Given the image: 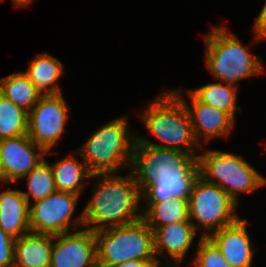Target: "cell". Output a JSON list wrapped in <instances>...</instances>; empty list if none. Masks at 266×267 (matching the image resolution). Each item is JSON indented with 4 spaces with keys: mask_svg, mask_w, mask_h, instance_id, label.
<instances>
[{
    "mask_svg": "<svg viewBox=\"0 0 266 267\" xmlns=\"http://www.w3.org/2000/svg\"><path fill=\"white\" fill-rule=\"evenodd\" d=\"M91 178L98 180L82 210L84 228L97 231L142 218V197L130 170L126 175L100 173L92 174Z\"/></svg>",
    "mask_w": 266,
    "mask_h": 267,
    "instance_id": "cell-1",
    "label": "cell"
},
{
    "mask_svg": "<svg viewBox=\"0 0 266 267\" xmlns=\"http://www.w3.org/2000/svg\"><path fill=\"white\" fill-rule=\"evenodd\" d=\"M144 108L138 117L146 126L148 134L162 143L151 142L136 135L138 144L175 149L198 156V149L203 148L194 136L188 111L170 89H165Z\"/></svg>",
    "mask_w": 266,
    "mask_h": 267,
    "instance_id": "cell-2",
    "label": "cell"
},
{
    "mask_svg": "<svg viewBox=\"0 0 266 267\" xmlns=\"http://www.w3.org/2000/svg\"><path fill=\"white\" fill-rule=\"evenodd\" d=\"M206 68L220 82L237 86L240 80L261 74L263 58L224 26L213 27L204 36ZM237 84V85H236Z\"/></svg>",
    "mask_w": 266,
    "mask_h": 267,
    "instance_id": "cell-3",
    "label": "cell"
},
{
    "mask_svg": "<svg viewBox=\"0 0 266 267\" xmlns=\"http://www.w3.org/2000/svg\"><path fill=\"white\" fill-rule=\"evenodd\" d=\"M129 126L127 115L113 119L93 132L76 151L92 174L130 168L136 134Z\"/></svg>",
    "mask_w": 266,
    "mask_h": 267,
    "instance_id": "cell-4",
    "label": "cell"
},
{
    "mask_svg": "<svg viewBox=\"0 0 266 267\" xmlns=\"http://www.w3.org/2000/svg\"><path fill=\"white\" fill-rule=\"evenodd\" d=\"M198 175L222 188L237 204L242 193L266 186V177L242 156L232 152L207 150L197 156Z\"/></svg>",
    "mask_w": 266,
    "mask_h": 267,
    "instance_id": "cell-5",
    "label": "cell"
},
{
    "mask_svg": "<svg viewBox=\"0 0 266 267\" xmlns=\"http://www.w3.org/2000/svg\"><path fill=\"white\" fill-rule=\"evenodd\" d=\"M98 267H112L127 260L156 258L153 231L140 220L94 231Z\"/></svg>",
    "mask_w": 266,
    "mask_h": 267,
    "instance_id": "cell-6",
    "label": "cell"
},
{
    "mask_svg": "<svg viewBox=\"0 0 266 267\" xmlns=\"http://www.w3.org/2000/svg\"><path fill=\"white\" fill-rule=\"evenodd\" d=\"M188 206L189 220L196 232L199 228L204 229L201 234L204 238L240 219L235 212L238 204L218 185L199 175L192 184Z\"/></svg>",
    "mask_w": 266,
    "mask_h": 267,
    "instance_id": "cell-7",
    "label": "cell"
},
{
    "mask_svg": "<svg viewBox=\"0 0 266 267\" xmlns=\"http://www.w3.org/2000/svg\"><path fill=\"white\" fill-rule=\"evenodd\" d=\"M80 196L55 191L44 199L29 205V227L33 233L59 235L84 228L82 212L72 218ZM72 227V229H71Z\"/></svg>",
    "mask_w": 266,
    "mask_h": 267,
    "instance_id": "cell-8",
    "label": "cell"
},
{
    "mask_svg": "<svg viewBox=\"0 0 266 267\" xmlns=\"http://www.w3.org/2000/svg\"><path fill=\"white\" fill-rule=\"evenodd\" d=\"M71 110L64 99L63 93L42 95L28 113L27 135L46 154L52 152L53 145L58 143L65 132V125Z\"/></svg>",
    "mask_w": 266,
    "mask_h": 267,
    "instance_id": "cell-9",
    "label": "cell"
},
{
    "mask_svg": "<svg viewBox=\"0 0 266 267\" xmlns=\"http://www.w3.org/2000/svg\"><path fill=\"white\" fill-rule=\"evenodd\" d=\"M191 156L193 155L179 150L138 144L135 141L129 170L134 176L141 196L156 184L157 174L175 171Z\"/></svg>",
    "mask_w": 266,
    "mask_h": 267,
    "instance_id": "cell-10",
    "label": "cell"
},
{
    "mask_svg": "<svg viewBox=\"0 0 266 267\" xmlns=\"http://www.w3.org/2000/svg\"><path fill=\"white\" fill-rule=\"evenodd\" d=\"M47 156L46 151L25 134L0 140V177L4 183L22 179Z\"/></svg>",
    "mask_w": 266,
    "mask_h": 267,
    "instance_id": "cell-11",
    "label": "cell"
},
{
    "mask_svg": "<svg viewBox=\"0 0 266 267\" xmlns=\"http://www.w3.org/2000/svg\"><path fill=\"white\" fill-rule=\"evenodd\" d=\"M50 267H98L97 244L93 230L54 235Z\"/></svg>",
    "mask_w": 266,
    "mask_h": 267,
    "instance_id": "cell-12",
    "label": "cell"
},
{
    "mask_svg": "<svg viewBox=\"0 0 266 267\" xmlns=\"http://www.w3.org/2000/svg\"><path fill=\"white\" fill-rule=\"evenodd\" d=\"M171 91L185 105L193 128L194 136L197 142L202 146L201 137L209 142L212 138L225 137L230 135L236 125L234 120L227 112L217 109L213 106L203 104L198 101L190 92V104L180 89H171ZM191 105V107H190Z\"/></svg>",
    "mask_w": 266,
    "mask_h": 267,
    "instance_id": "cell-13",
    "label": "cell"
},
{
    "mask_svg": "<svg viewBox=\"0 0 266 267\" xmlns=\"http://www.w3.org/2000/svg\"><path fill=\"white\" fill-rule=\"evenodd\" d=\"M157 175L156 184L141 196L143 203L167 202L173 198L188 199L192 184L198 176L197 157L191 156L173 172Z\"/></svg>",
    "mask_w": 266,
    "mask_h": 267,
    "instance_id": "cell-14",
    "label": "cell"
},
{
    "mask_svg": "<svg viewBox=\"0 0 266 267\" xmlns=\"http://www.w3.org/2000/svg\"><path fill=\"white\" fill-rule=\"evenodd\" d=\"M196 234L190 220L157 228L153 232L156 258L167 254L163 262L167 266L180 267L187 252L193 246Z\"/></svg>",
    "mask_w": 266,
    "mask_h": 267,
    "instance_id": "cell-15",
    "label": "cell"
},
{
    "mask_svg": "<svg viewBox=\"0 0 266 267\" xmlns=\"http://www.w3.org/2000/svg\"><path fill=\"white\" fill-rule=\"evenodd\" d=\"M247 219H239L234 224L212 233L208 238L220 250L231 267H251L256 249L247 232Z\"/></svg>",
    "mask_w": 266,
    "mask_h": 267,
    "instance_id": "cell-16",
    "label": "cell"
},
{
    "mask_svg": "<svg viewBox=\"0 0 266 267\" xmlns=\"http://www.w3.org/2000/svg\"><path fill=\"white\" fill-rule=\"evenodd\" d=\"M0 228L14 239L31 232L29 205L21 190L0 192Z\"/></svg>",
    "mask_w": 266,
    "mask_h": 267,
    "instance_id": "cell-17",
    "label": "cell"
},
{
    "mask_svg": "<svg viewBox=\"0 0 266 267\" xmlns=\"http://www.w3.org/2000/svg\"><path fill=\"white\" fill-rule=\"evenodd\" d=\"M53 235L29 232L15 239L14 267H50Z\"/></svg>",
    "mask_w": 266,
    "mask_h": 267,
    "instance_id": "cell-18",
    "label": "cell"
},
{
    "mask_svg": "<svg viewBox=\"0 0 266 267\" xmlns=\"http://www.w3.org/2000/svg\"><path fill=\"white\" fill-rule=\"evenodd\" d=\"M63 63L48 53L36 55L23 72L42 95L61 94L58 80L63 75Z\"/></svg>",
    "mask_w": 266,
    "mask_h": 267,
    "instance_id": "cell-19",
    "label": "cell"
},
{
    "mask_svg": "<svg viewBox=\"0 0 266 267\" xmlns=\"http://www.w3.org/2000/svg\"><path fill=\"white\" fill-rule=\"evenodd\" d=\"M76 157L75 154H69L67 157L57 159L50 166L57 191L81 196L86 184L84 180H91L92 173L88 170L84 160L80 161Z\"/></svg>",
    "mask_w": 266,
    "mask_h": 267,
    "instance_id": "cell-20",
    "label": "cell"
},
{
    "mask_svg": "<svg viewBox=\"0 0 266 267\" xmlns=\"http://www.w3.org/2000/svg\"><path fill=\"white\" fill-rule=\"evenodd\" d=\"M142 219L154 232L157 228L189 220V206L186 198H173L167 202L144 203Z\"/></svg>",
    "mask_w": 266,
    "mask_h": 267,
    "instance_id": "cell-21",
    "label": "cell"
},
{
    "mask_svg": "<svg viewBox=\"0 0 266 267\" xmlns=\"http://www.w3.org/2000/svg\"><path fill=\"white\" fill-rule=\"evenodd\" d=\"M189 92L203 104L213 106L227 112L234 120L236 110L240 111V106L236 104L238 86L213 82L204 86L193 88Z\"/></svg>",
    "mask_w": 266,
    "mask_h": 267,
    "instance_id": "cell-22",
    "label": "cell"
},
{
    "mask_svg": "<svg viewBox=\"0 0 266 267\" xmlns=\"http://www.w3.org/2000/svg\"><path fill=\"white\" fill-rule=\"evenodd\" d=\"M0 94L28 113L42 96L23 72L0 78Z\"/></svg>",
    "mask_w": 266,
    "mask_h": 267,
    "instance_id": "cell-23",
    "label": "cell"
},
{
    "mask_svg": "<svg viewBox=\"0 0 266 267\" xmlns=\"http://www.w3.org/2000/svg\"><path fill=\"white\" fill-rule=\"evenodd\" d=\"M27 132L28 112L0 94V140Z\"/></svg>",
    "mask_w": 266,
    "mask_h": 267,
    "instance_id": "cell-24",
    "label": "cell"
},
{
    "mask_svg": "<svg viewBox=\"0 0 266 267\" xmlns=\"http://www.w3.org/2000/svg\"><path fill=\"white\" fill-rule=\"evenodd\" d=\"M22 179L27 182L28 192L21 191V193L26 198L28 205L32 203L31 198L35 202L57 191L50 163L46 159L42 160Z\"/></svg>",
    "mask_w": 266,
    "mask_h": 267,
    "instance_id": "cell-25",
    "label": "cell"
},
{
    "mask_svg": "<svg viewBox=\"0 0 266 267\" xmlns=\"http://www.w3.org/2000/svg\"><path fill=\"white\" fill-rule=\"evenodd\" d=\"M196 250L194 260L191 261L195 267H231L209 238L201 237Z\"/></svg>",
    "mask_w": 266,
    "mask_h": 267,
    "instance_id": "cell-26",
    "label": "cell"
},
{
    "mask_svg": "<svg viewBox=\"0 0 266 267\" xmlns=\"http://www.w3.org/2000/svg\"><path fill=\"white\" fill-rule=\"evenodd\" d=\"M15 239L0 228V267H14Z\"/></svg>",
    "mask_w": 266,
    "mask_h": 267,
    "instance_id": "cell-27",
    "label": "cell"
},
{
    "mask_svg": "<svg viewBox=\"0 0 266 267\" xmlns=\"http://www.w3.org/2000/svg\"><path fill=\"white\" fill-rule=\"evenodd\" d=\"M252 32L254 41L257 42L266 39V2L256 17L255 23L252 26Z\"/></svg>",
    "mask_w": 266,
    "mask_h": 267,
    "instance_id": "cell-28",
    "label": "cell"
},
{
    "mask_svg": "<svg viewBox=\"0 0 266 267\" xmlns=\"http://www.w3.org/2000/svg\"><path fill=\"white\" fill-rule=\"evenodd\" d=\"M135 267H168L160 259L154 258L151 260H135Z\"/></svg>",
    "mask_w": 266,
    "mask_h": 267,
    "instance_id": "cell-29",
    "label": "cell"
},
{
    "mask_svg": "<svg viewBox=\"0 0 266 267\" xmlns=\"http://www.w3.org/2000/svg\"><path fill=\"white\" fill-rule=\"evenodd\" d=\"M4 1V0H0ZM14 3V6L17 7H25L27 5H30L34 0H12Z\"/></svg>",
    "mask_w": 266,
    "mask_h": 267,
    "instance_id": "cell-30",
    "label": "cell"
},
{
    "mask_svg": "<svg viewBox=\"0 0 266 267\" xmlns=\"http://www.w3.org/2000/svg\"><path fill=\"white\" fill-rule=\"evenodd\" d=\"M112 267H135V260H127Z\"/></svg>",
    "mask_w": 266,
    "mask_h": 267,
    "instance_id": "cell-31",
    "label": "cell"
}]
</instances>
